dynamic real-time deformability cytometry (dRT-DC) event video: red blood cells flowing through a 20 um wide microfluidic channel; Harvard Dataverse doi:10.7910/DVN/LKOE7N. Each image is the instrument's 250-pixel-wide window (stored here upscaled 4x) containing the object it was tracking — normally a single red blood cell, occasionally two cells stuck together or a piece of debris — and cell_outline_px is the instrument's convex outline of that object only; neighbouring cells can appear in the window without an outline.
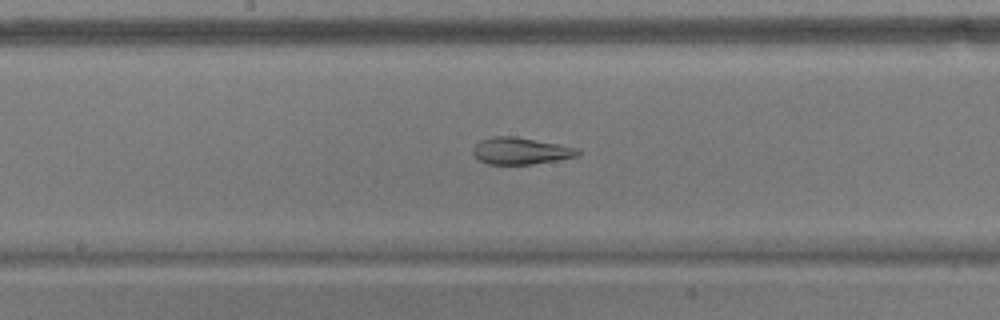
{"species": "common noctule bat (a hibernating species)", "species_latin": "Nyctalus noctula", "temperature_condition": "warm", "stored_images_in_passage": 39, "camera_frame_rate_fps": 3000, "um_per_image_px": 0.085, "animal": {"sex": "male", "body_mass_g": 17.9}, "frame": {"image": 1, "passage_image": 23, "time_ms": 7.333, "image_size_px": [1000, 320], "cell_outline_px": [[580, 156], [532, 164], [488, 164], [480, 160], [472, 152], [472, 148], [480, 140], [492, 136], [516, 136], [580, 148]], "centroid_in_image_um": [44.28, 12.82], "position_along_channel_um": 203.9, "area_um2": 16.47}}